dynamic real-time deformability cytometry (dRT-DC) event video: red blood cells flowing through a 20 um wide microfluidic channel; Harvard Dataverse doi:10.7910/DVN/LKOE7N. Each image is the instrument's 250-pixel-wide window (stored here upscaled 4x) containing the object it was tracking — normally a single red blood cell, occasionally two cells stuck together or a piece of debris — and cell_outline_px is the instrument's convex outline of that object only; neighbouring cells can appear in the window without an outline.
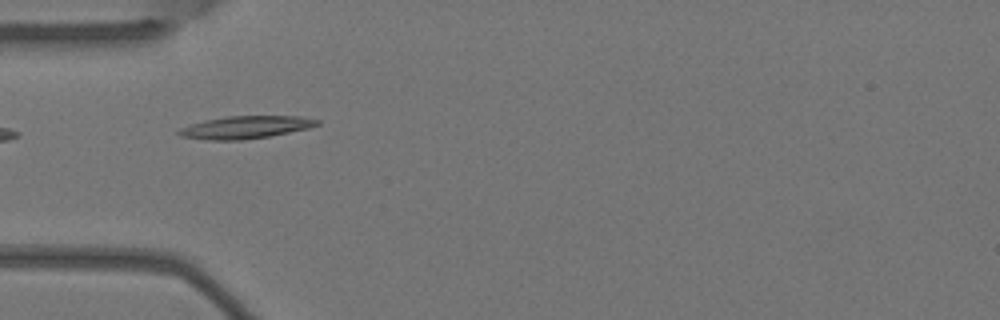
{"species": "Egyptian fruit bat (a non-hibernating species)", "species_latin": "Rousettus aegyptiacus", "temperature_condition": "warm", "stored_images_in_passage": 5, "segment_of_instrument_passage": [2, 2], "camera_frame_rate_fps": 3000, "um_per_image_px": 0.085, "animal": {"sex": "female"}, "frame": {"image": 1, "passage_image": 5, "time_ms": 1.333, "image_size_px": [1000, 320], "cell_outline_px": [[320, 124], [308, 128], [268, 136], [240, 140], [212, 140], [180, 136], [176, 132], [180, 128], [204, 120], [228, 116], [300, 116], [320, 120]], "centroid_in_image_um": [20.87, 10.81], "position_along_channel_um": 64.1, "area_um2": 17.98}}